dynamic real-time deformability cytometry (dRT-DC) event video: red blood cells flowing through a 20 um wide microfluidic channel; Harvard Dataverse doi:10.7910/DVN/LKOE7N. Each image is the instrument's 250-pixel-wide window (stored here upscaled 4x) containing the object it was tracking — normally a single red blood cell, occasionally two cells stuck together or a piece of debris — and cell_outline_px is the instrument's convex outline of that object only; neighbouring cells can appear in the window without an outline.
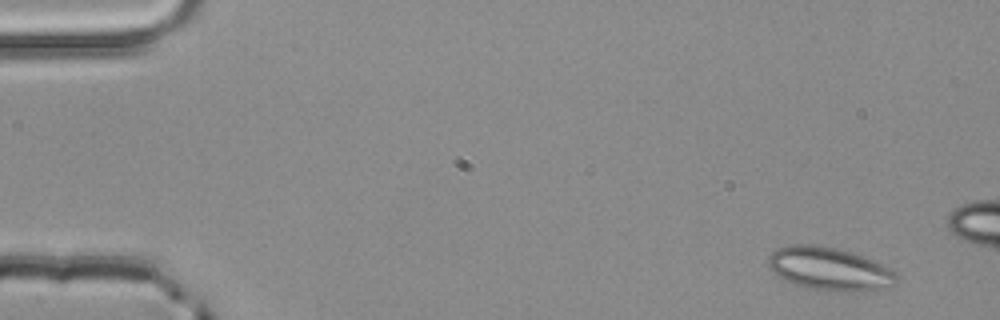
{"species": "common noctule bat (a hibernating species)", "species_latin": "Nyctalus noctula", "temperature_condition": "room temperature", "stored_images_in_passage": 5, "camera_frame_rate_fps": 3000, "um_per_image_px": 0.085, "animal": {"sex": "male", "body_mass_g": 20.4}, "frame": {"image": 1, "passage_image": 1, "time_ms": 0.0, "image_size_px": [1000, 320], "cell_outline_px": [[900, 276], [892, 284], [876, 288], [852, 292], [840, 292], [804, 288], [784, 280], [772, 272], [768, 264], [768, 256], [776, 248], [796, 244], [808, 244], [836, 248], [852, 252], [872, 260], [896, 272]], "centroid_in_image_um": [70.43, 22.85], "position_along_channel_um": 14.6, "area_um2": 32.02}}